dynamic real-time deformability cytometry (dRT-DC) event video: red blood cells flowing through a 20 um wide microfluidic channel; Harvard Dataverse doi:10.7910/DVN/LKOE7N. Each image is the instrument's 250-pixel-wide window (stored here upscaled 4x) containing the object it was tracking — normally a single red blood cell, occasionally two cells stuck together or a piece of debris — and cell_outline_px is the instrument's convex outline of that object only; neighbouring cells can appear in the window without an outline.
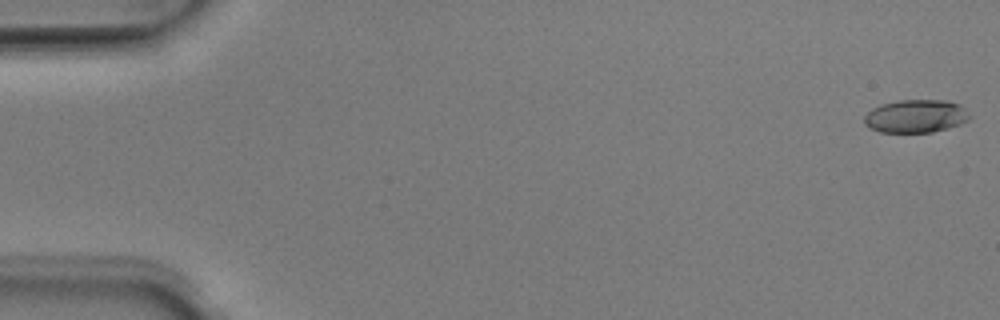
{"species": "Egyptian fruit bat (a non-hibernating species)", "species_latin": "Rousettus aegyptiacus", "temperature_condition": "room temperature", "stored_images_in_passage": 51, "camera_frame_rate_fps": 3000, "um_per_image_px": 0.085, "animal": {"sex": "male"}, "frame": {"image": 1, "passage_image": 1, "time_ms": 0.0, "image_size_px": [1000, 320], "cell_outline_px": [[972, 116], [968, 120], [960, 124], [948, 128], [932, 132], [880, 132], [868, 128], [864, 124], [864, 116], [872, 108], [884, 104], [900, 100], [948, 100], [960, 104]], "centroid_in_image_um": [77.85, 9.88], "position_along_channel_um": 7.1, "area_um2": 20.4}}
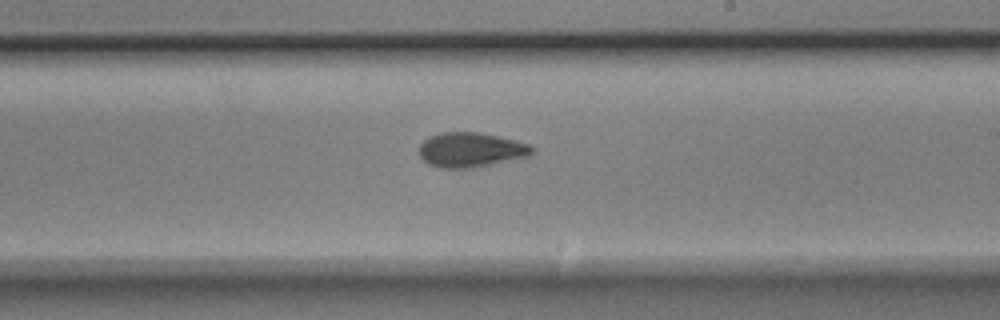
{"frame": {"image": 2, "passage_image": 30, "time_ms": 9.667, "image_size_px": [1000, 320], "cell_outline_px": [[532, 152], [528, 156], [472, 168], [440, 168], [428, 164], [420, 156], [420, 144], [428, 136], [440, 132], [476, 132], [496, 136], [528, 144], [532, 148]], "centroid_in_image_um": [39.95, 12.74], "position_along_channel_um": 249.1, "area_um2": 22.48}}
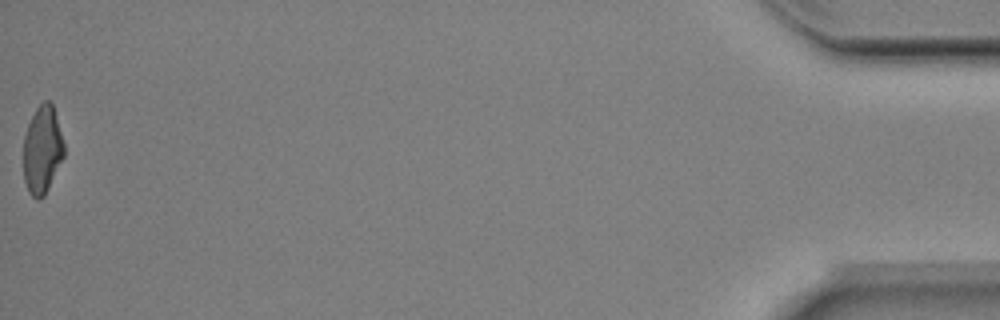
{"frame": {"image": 3, "passage_image": 51, "time_ms": 16.667, "image_size_px": [1000, 320], "cell_outline_px": [[64, 156], [44, 196], [40, 200], [36, 200], [28, 192], [24, 180], [24, 136], [28, 124], [36, 108], [44, 100], [48, 100], [52, 104], [64, 144]], "centroid_in_image_um": [3.58, 12.76], "position_along_channel_um": 431.6, "area_um2": 20.58}, "authors_computed_cell_mechanics": {"area_um2": 21.964, "velocity_mm_per_s": 4.0072, "shape_relaxation_time_tau1_ms": 3.584, "shape_relaxation_time_tau2_ms": 2.527, "deformation_change_tau1": 0.1586, "deformation_change_tau2": 0.0855}}